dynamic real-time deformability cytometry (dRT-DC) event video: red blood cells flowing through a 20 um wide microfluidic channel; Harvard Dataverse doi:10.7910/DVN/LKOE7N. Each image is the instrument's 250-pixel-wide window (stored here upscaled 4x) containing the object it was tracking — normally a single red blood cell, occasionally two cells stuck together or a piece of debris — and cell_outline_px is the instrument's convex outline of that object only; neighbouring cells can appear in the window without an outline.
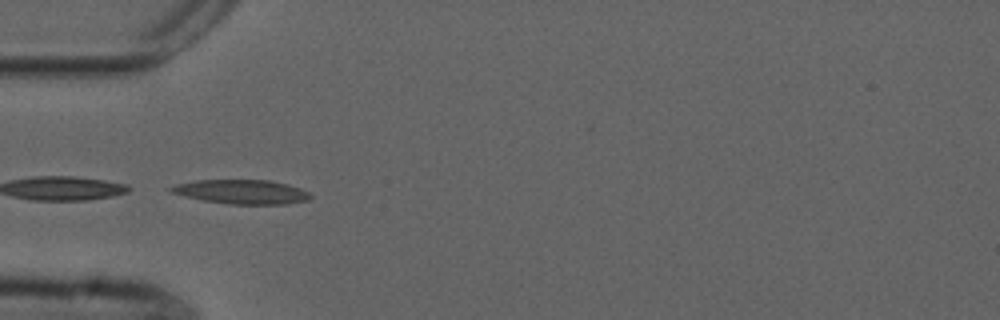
{"species": "common noctule bat (a hibernating species)", "species_latin": "Nyctalus noctula", "temperature_condition": "cold", "stored_images_in_passage": 4, "camera_frame_rate_fps": 3000, "um_per_image_px": 0.085, "animal": {"sex": "male", "forearm_length_mm": 52.5}, "frame": {"image": 1, "passage_image": 1, "time_ms": 0.0, "image_size_px": [1000, 320], "cell_outline_px": [[312, 196], [308, 200], [288, 204], [228, 204], [204, 200], [184, 196], [172, 192], [168, 188], [176, 184], [196, 180], [268, 180], [288, 184], [300, 188], [308, 192]], "centroid_in_image_um": [20.56, 16.3], "position_along_channel_um": 64.4, "area_um2": 19.59}}